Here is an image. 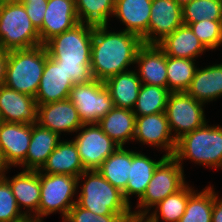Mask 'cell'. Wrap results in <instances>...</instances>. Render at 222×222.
Masks as SVG:
<instances>
[{
	"mask_svg": "<svg viewBox=\"0 0 222 222\" xmlns=\"http://www.w3.org/2000/svg\"><path fill=\"white\" fill-rule=\"evenodd\" d=\"M110 26H93L91 72L94 79L105 82L135 64L142 39L130 32L107 30ZM130 67V68H128Z\"/></svg>",
	"mask_w": 222,
	"mask_h": 222,
	"instance_id": "cell-1",
	"label": "cell"
},
{
	"mask_svg": "<svg viewBox=\"0 0 222 222\" xmlns=\"http://www.w3.org/2000/svg\"><path fill=\"white\" fill-rule=\"evenodd\" d=\"M92 37L93 26L78 23L44 44L48 56L61 65L73 84L94 79L91 72Z\"/></svg>",
	"mask_w": 222,
	"mask_h": 222,
	"instance_id": "cell-2",
	"label": "cell"
},
{
	"mask_svg": "<svg viewBox=\"0 0 222 222\" xmlns=\"http://www.w3.org/2000/svg\"><path fill=\"white\" fill-rule=\"evenodd\" d=\"M79 187L81 191L77 195L76 203L80 207L98 215L132 214V207L125 201L122 192L97 170L82 172L78 177Z\"/></svg>",
	"mask_w": 222,
	"mask_h": 222,
	"instance_id": "cell-3",
	"label": "cell"
},
{
	"mask_svg": "<svg viewBox=\"0 0 222 222\" xmlns=\"http://www.w3.org/2000/svg\"><path fill=\"white\" fill-rule=\"evenodd\" d=\"M173 157L182 166L184 160H191L205 168L222 169V126L208 122L177 140Z\"/></svg>",
	"mask_w": 222,
	"mask_h": 222,
	"instance_id": "cell-4",
	"label": "cell"
},
{
	"mask_svg": "<svg viewBox=\"0 0 222 222\" xmlns=\"http://www.w3.org/2000/svg\"><path fill=\"white\" fill-rule=\"evenodd\" d=\"M48 53L44 45L10 50L5 86L35 98Z\"/></svg>",
	"mask_w": 222,
	"mask_h": 222,
	"instance_id": "cell-5",
	"label": "cell"
},
{
	"mask_svg": "<svg viewBox=\"0 0 222 222\" xmlns=\"http://www.w3.org/2000/svg\"><path fill=\"white\" fill-rule=\"evenodd\" d=\"M41 45L38 31L22 3L0 6V48L28 49Z\"/></svg>",
	"mask_w": 222,
	"mask_h": 222,
	"instance_id": "cell-6",
	"label": "cell"
},
{
	"mask_svg": "<svg viewBox=\"0 0 222 222\" xmlns=\"http://www.w3.org/2000/svg\"><path fill=\"white\" fill-rule=\"evenodd\" d=\"M40 202L38 207V222H44V217L59 212L64 220L70 208L76 203L78 194V177L66 174H46L39 171Z\"/></svg>",
	"mask_w": 222,
	"mask_h": 222,
	"instance_id": "cell-7",
	"label": "cell"
},
{
	"mask_svg": "<svg viewBox=\"0 0 222 222\" xmlns=\"http://www.w3.org/2000/svg\"><path fill=\"white\" fill-rule=\"evenodd\" d=\"M184 177V167L173 156H167L157 166L132 214L146 215L160 201L179 191L187 182Z\"/></svg>",
	"mask_w": 222,
	"mask_h": 222,
	"instance_id": "cell-8",
	"label": "cell"
},
{
	"mask_svg": "<svg viewBox=\"0 0 222 222\" xmlns=\"http://www.w3.org/2000/svg\"><path fill=\"white\" fill-rule=\"evenodd\" d=\"M204 107V103L197 101L187 92H171L169 94L165 115L168 119L170 131L176 141L208 122Z\"/></svg>",
	"mask_w": 222,
	"mask_h": 222,
	"instance_id": "cell-9",
	"label": "cell"
},
{
	"mask_svg": "<svg viewBox=\"0 0 222 222\" xmlns=\"http://www.w3.org/2000/svg\"><path fill=\"white\" fill-rule=\"evenodd\" d=\"M68 99L76 107L83 124H97L114 107L109 90L97 79L74 84Z\"/></svg>",
	"mask_w": 222,
	"mask_h": 222,
	"instance_id": "cell-10",
	"label": "cell"
},
{
	"mask_svg": "<svg viewBox=\"0 0 222 222\" xmlns=\"http://www.w3.org/2000/svg\"><path fill=\"white\" fill-rule=\"evenodd\" d=\"M72 139L85 170H97L120 146L97 124H83Z\"/></svg>",
	"mask_w": 222,
	"mask_h": 222,
	"instance_id": "cell-11",
	"label": "cell"
},
{
	"mask_svg": "<svg viewBox=\"0 0 222 222\" xmlns=\"http://www.w3.org/2000/svg\"><path fill=\"white\" fill-rule=\"evenodd\" d=\"M133 141L148 144L165 151L166 156H173L177 141L174 139L165 112L136 116L135 136Z\"/></svg>",
	"mask_w": 222,
	"mask_h": 222,
	"instance_id": "cell-12",
	"label": "cell"
},
{
	"mask_svg": "<svg viewBox=\"0 0 222 222\" xmlns=\"http://www.w3.org/2000/svg\"><path fill=\"white\" fill-rule=\"evenodd\" d=\"M37 124L58 133H76L83 123L77 109L69 100L38 104Z\"/></svg>",
	"mask_w": 222,
	"mask_h": 222,
	"instance_id": "cell-13",
	"label": "cell"
},
{
	"mask_svg": "<svg viewBox=\"0 0 222 222\" xmlns=\"http://www.w3.org/2000/svg\"><path fill=\"white\" fill-rule=\"evenodd\" d=\"M148 44H158L183 25L182 6L176 0H152Z\"/></svg>",
	"mask_w": 222,
	"mask_h": 222,
	"instance_id": "cell-14",
	"label": "cell"
},
{
	"mask_svg": "<svg viewBox=\"0 0 222 222\" xmlns=\"http://www.w3.org/2000/svg\"><path fill=\"white\" fill-rule=\"evenodd\" d=\"M30 141L31 124L4 122L0 127V151L9 170L25 161Z\"/></svg>",
	"mask_w": 222,
	"mask_h": 222,
	"instance_id": "cell-15",
	"label": "cell"
},
{
	"mask_svg": "<svg viewBox=\"0 0 222 222\" xmlns=\"http://www.w3.org/2000/svg\"><path fill=\"white\" fill-rule=\"evenodd\" d=\"M3 177L9 182L19 209H24L22 211L29 220L38 222L41 191L39 170H23L12 178L6 174Z\"/></svg>",
	"mask_w": 222,
	"mask_h": 222,
	"instance_id": "cell-16",
	"label": "cell"
},
{
	"mask_svg": "<svg viewBox=\"0 0 222 222\" xmlns=\"http://www.w3.org/2000/svg\"><path fill=\"white\" fill-rule=\"evenodd\" d=\"M135 65L142 84L168 88L166 54L158 44L143 43L137 51Z\"/></svg>",
	"mask_w": 222,
	"mask_h": 222,
	"instance_id": "cell-17",
	"label": "cell"
},
{
	"mask_svg": "<svg viewBox=\"0 0 222 222\" xmlns=\"http://www.w3.org/2000/svg\"><path fill=\"white\" fill-rule=\"evenodd\" d=\"M79 23L76 4L71 0H48L42 28L38 31L41 44Z\"/></svg>",
	"mask_w": 222,
	"mask_h": 222,
	"instance_id": "cell-18",
	"label": "cell"
},
{
	"mask_svg": "<svg viewBox=\"0 0 222 222\" xmlns=\"http://www.w3.org/2000/svg\"><path fill=\"white\" fill-rule=\"evenodd\" d=\"M0 112L4 122L37 124L38 103L35 98L0 86Z\"/></svg>",
	"mask_w": 222,
	"mask_h": 222,
	"instance_id": "cell-19",
	"label": "cell"
},
{
	"mask_svg": "<svg viewBox=\"0 0 222 222\" xmlns=\"http://www.w3.org/2000/svg\"><path fill=\"white\" fill-rule=\"evenodd\" d=\"M73 86V82L68 78L61 65L48 56L35 101L38 104H47L66 100Z\"/></svg>",
	"mask_w": 222,
	"mask_h": 222,
	"instance_id": "cell-20",
	"label": "cell"
},
{
	"mask_svg": "<svg viewBox=\"0 0 222 222\" xmlns=\"http://www.w3.org/2000/svg\"><path fill=\"white\" fill-rule=\"evenodd\" d=\"M152 0H115L113 18L125 26L124 31L138 35L148 44V27Z\"/></svg>",
	"mask_w": 222,
	"mask_h": 222,
	"instance_id": "cell-21",
	"label": "cell"
},
{
	"mask_svg": "<svg viewBox=\"0 0 222 222\" xmlns=\"http://www.w3.org/2000/svg\"><path fill=\"white\" fill-rule=\"evenodd\" d=\"M61 136L38 124H31V141L25 161L19 166L23 170L38 171L61 141Z\"/></svg>",
	"mask_w": 222,
	"mask_h": 222,
	"instance_id": "cell-22",
	"label": "cell"
},
{
	"mask_svg": "<svg viewBox=\"0 0 222 222\" xmlns=\"http://www.w3.org/2000/svg\"><path fill=\"white\" fill-rule=\"evenodd\" d=\"M164 154L156 161L149 158L148 155L142 152L132 151V162L130 165V172L126 189L122 192L125 201L132 207L130 196L135 195L138 200L143 196L146 187L148 186L154 171L157 166L166 158Z\"/></svg>",
	"mask_w": 222,
	"mask_h": 222,
	"instance_id": "cell-23",
	"label": "cell"
},
{
	"mask_svg": "<svg viewBox=\"0 0 222 222\" xmlns=\"http://www.w3.org/2000/svg\"><path fill=\"white\" fill-rule=\"evenodd\" d=\"M39 171L46 174H66L79 177L86 170L80 160L75 142L72 139H66L58 143Z\"/></svg>",
	"mask_w": 222,
	"mask_h": 222,
	"instance_id": "cell-24",
	"label": "cell"
},
{
	"mask_svg": "<svg viewBox=\"0 0 222 222\" xmlns=\"http://www.w3.org/2000/svg\"><path fill=\"white\" fill-rule=\"evenodd\" d=\"M158 45L166 56L193 60L201 57L207 50L191 28L184 24L167 35Z\"/></svg>",
	"mask_w": 222,
	"mask_h": 222,
	"instance_id": "cell-25",
	"label": "cell"
},
{
	"mask_svg": "<svg viewBox=\"0 0 222 222\" xmlns=\"http://www.w3.org/2000/svg\"><path fill=\"white\" fill-rule=\"evenodd\" d=\"M191 97L204 104L222 96V63L198 67L190 87L186 91Z\"/></svg>",
	"mask_w": 222,
	"mask_h": 222,
	"instance_id": "cell-26",
	"label": "cell"
},
{
	"mask_svg": "<svg viewBox=\"0 0 222 222\" xmlns=\"http://www.w3.org/2000/svg\"><path fill=\"white\" fill-rule=\"evenodd\" d=\"M97 125L119 146L133 142L136 127V115L133 110L113 107Z\"/></svg>",
	"mask_w": 222,
	"mask_h": 222,
	"instance_id": "cell-27",
	"label": "cell"
},
{
	"mask_svg": "<svg viewBox=\"0 0 222 222\" xmlns=\"http://www.w3.org/2000/svg\"><path fill=\"white\" fill-rule=\"evenodd\" d=\"M104 84L115 107L133 110L142 84L135 69L116 74Z\"/></svg>",
	"mask_w": 222,
	"mask_h": 222,
	"instance_id": "cell-28",
	"label": "cell"
},
{
	"mask_svg": "<svg viewBox=\"0 0 222 222\" xmlns=\"http://www.w3.org/2000/svg\"><path fill=\"white\" fill-rule=\"evenodd\" d=\"M132 162V150L120 146L108 156L97 171L121 192L126 189Z\"/></svg>",
	"mask_w": 222,
	"mask_h": 222,
	"instance_id": "cell-29",
	"label": "cell"
},
{
	"mask_svg": "<svg viewBox=\"0 0 222 222\" xmlns=\"http://www.w3.org/2000/svg\"><path fill=\"white\" fill-rule=\"evenodd\" d=\"M193 188L187 182L179 191L160 201L146 216L153 222H179L185 212L189 196L195 191Z\"/></svg>",
	"mask_w": 222,
	"mask_h": 222,
	"instance_id": "cell-30",
	"label": "cell"
},
{
	"mask_svg": "<svg viewBox=\"0 0 222 222\" xmlns=\"http://www.w3.org/2000/svg\"><path fill=\"white\" fill-rule=\"evenodd\" d=\"M215 190L206 186L202 191L195 190L188 198V203L179 222H212V209Z\"/></svg>",
	"mask_w": 222,
	"mask_h": 222,
	"instance_id": "cell-31",
	"label": "cell"
},
{
	"mask_svg": "<svg viewBox=\"0 0 222 222\" xmlns=\"http://www.w3.org/2000/svg\"><path fill=\"white\" fill-rule=\"evenodd\" d=\"M196 60L166 56V74L170 92H186L197 70Z\"/></svg>",
	"mask_w": 222,
	"mask_h": 222,
	"instance_id": "cell-32",
	"label": "cell"
},
{
	"mask_svg": "<svg viewBox=\"0 0 222 222\" xmlns=\"http://www.w3.org/2000/svg\"><path fill=\"white\" fill-rule=\"evenodd\" d=\"M170 93L168 88L141 84L138 98L133 107L134 114L136 116H145L165 112Z\"/></svg>",
	"mask_w": 222,
	"mask_h": 222,
	"instance_id": "cell-33",
	"label": "cell"
},
{
	"mask_svg": "<svg viewBox=\"0 0 222 222\" xmlns=\"http://www.w3.org/2000/svg\"><path fill=\"white\" fill-rule=\"evenodd\" d=\"M115 0H78L76 11L79 23L91 26L109 25V17H113Z\"/></svg>",
	"mask_w": 222,
	"mask_h": 222,
	"instance_id": "cell-34",
	"label": "cell"
},
{
	"mask_svg": "<svg viewBox=\"0 0 222 222\" xmlns=\"http://www.w3.org/2000/svg\"><path fill=\"white\" fill-rule=\"evenodd\" d=\"M183 24L222 20V0H192L182 7Z\"/></svg>",
	"mask_w": 222,
	"mask_h": 222,
	"instance_id": "cell-35",
	"label": "cell"
},
{
	"mask_svg": "<svg viewBox=\"0 0 222 222\" xmlns=\"http://www.w3.org/2000/svg\"><path fill=\"white\" fill-rule=\"evenodd\" d=\"M29 219L19 209L9 182L0 178V222H27Z\"/></svg>",
	"mask_w": 222,
	"mask_h": 222,
	"instance_id": "cell-36",
	"label": "cell"
},
{
	"mask_svg": "<svg viewBox=\"0 0 222 222\" xmlns=\"http://www.w3.org/2000/svg\"><path fill=\"white\" fill-rule=\"evenodd\" d=\"M188 26L207 51H212L222 45V20L206 19L188 24Z\"/></svg>",
	"mask_w": 222,
	"mask_h": 222,
	"instance_id": "cell-37",
	"label": "cell"
},
{
	"mask_svg": "<svg viewBox=\"0 0 222 222\" xmlns=\"http://www.w3.org/2000/svg\"><path fill=\"white\" fill-rule=\"evenodd\" d=\"M130 215H98L75 203L63 222H124Z\"/></svg>",
	"mask_w": 222,
	"mask_h": 222,
	"instance_id": "cell-38",
	"label": "cell"
},
{
	"mask_svg": "<svg viewBox=\"0 0 222 222\" xmlns=\"http://www.w3.org/2000/svg\"><path fill=\"white\" fill-rule=\"evenodd\" d=\"M25 7L32 25L39 31L42 28L47 1H25L22 3Z\"/></svg>",
	"mask_w": 222,
	"mask_h": 222,
	"instance_id": "cell-39",
	"label": "cell"
},
{
	"mask_svg": "<svg viewBox=\"0 0 222 222\" xmlns=\"http://www.w3.org/2000/svg\"><path fill=\"white\" fill-rule=\"evenodd\" d=\"M8 54V50L0 48V86H3L5 84Z\"/></svg>",
	"mask_w": 222,
	"mask_h": 222,
	"instance_id": "cell-40",
	"label": "cell"
},
{
	"mask_svg": "<svg viewBox=\"0 0 222 222\" xmlns=\"http://www.w3.org/2000/svg\"><path fill=\"white\" fill-rule=\"evenodd\" d=\"M212 222H222V198L215 192V199L212 209Z\"/></svg>",
	"mask_w": 222,
	"mask_h": 222,
	"instance_id": "cell-41",
	"label": "cell"
},
{
	"mask_svg": "<svg viewBox=\"0 0 222 222\" xmlns=\"http://www.w3.org/2000/svg\"><path fill=\"white\" fill-rule=\"evenodd\" d=\"M124 222H153L146 215H135L131 214Z\"/></svg>",
	"mask_w": 222,
	"mask_h": 222,
	"instance_id": "cell-42",
	"label": "cell"
},
{
	"mask_svg": "<svg viewBox=\"0 0 222 222\" xmlns=\"http://www.w3.org/2000/svg\"><path fill=\"white\" fill-rule=\"evenodd\" d=\"M9 167L5 164L1 151H0V178L3 177L5 174H8Z\"/></svg>",
	"mask_w": 222,
	"mask_h": 222,
	"instance_id": "cell-43",
	"label": "cell"
},
{
	"mask_svg": "<svg viewBox=\"0 0 222 222\" xmlns=\"http://www.w3.org/2000/svg\"><path fill=\"white\" fill-rule=\"evenodd\" d=\"M19 3V0H0V6Z\"/></svg>",
	"mask_w": 222,
	"mask_h": 222,
	"instance_id": "cell-44",
	"label": "cell"
},
{
	"mask_svg": "<svg viewBox=\"0 0 222 222\" xmlns=\"http://www.w3.org/2000/svg\"><path fill=\"white\" fill-rule=\"evenodd\" d=\"M180 6H184L186 3L191 2L192 0H176Z\"/></svg>",
	"mask_w": 222,
	"mask_h": 222,
	"instance_id": "cell-45",
	"label": "cell"
},
{
	"mask_svg": "<svg viewBox=\"0 0 222 222\" xmlns=\"http://www.w3.org/2000/svg\"><path fill=\"white\" fill-rule=\"evenodd\" d=\"M25 1H48V0H19V3H24Z\"/></svg>",
	"mask_w": 222,
	"mask_h": 222,
	"instance_id": "cell-46",
	"label": "cell"
},
{
	"mask_svg": "<svg viewBox=\"0 0 222 222\" xmlns=\"http://www.w3.org/2000/svg\"><path fill=\"white\" fill-rule=\"evenodd\" d=\"M3 123H4V120H3L2 114L0 112V127L3 125Z\"/></svg>",
	"mask_w": 222,
	"mask_h": 222,
	"instance_id": "cell-47",
	"label": "cell"
}]
</instances>
